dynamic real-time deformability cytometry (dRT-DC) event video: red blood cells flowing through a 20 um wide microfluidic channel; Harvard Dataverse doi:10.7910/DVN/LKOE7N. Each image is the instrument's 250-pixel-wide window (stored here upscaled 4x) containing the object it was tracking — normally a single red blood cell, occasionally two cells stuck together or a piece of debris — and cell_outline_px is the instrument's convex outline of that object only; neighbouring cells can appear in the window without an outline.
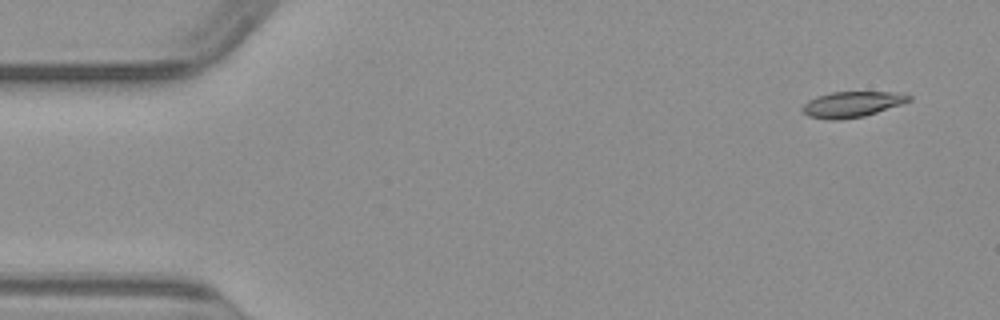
{"species": "common noctule bat (a hibernating species)", "species_latin": "Nyctalus noctula", "temperature_condition": "warm", "stored_images_in_passage": 48, "camera_frame_rate_fps": 3000, "um_per_image_px": 0.085, "animal": {"sex": "male", "body_mass_g": 23.1, "forearm_length_mm": 52.7}, "frame": {"image": 1, "passage_image": 1, "time_ms": 0.0, "image_size_px": [1000, 320], "cell_outline_px": [[912, 100], [864, 116], [836, 120], [828, 120], [808, 116], [800, 108], [808, 100], [816, 96], [832, 92], [904, 92], [912, 96]], "centroid_in_image_um": [72.41, 8.85], "position_along_channel_um": 12.6, "area_um2": 15.95}}
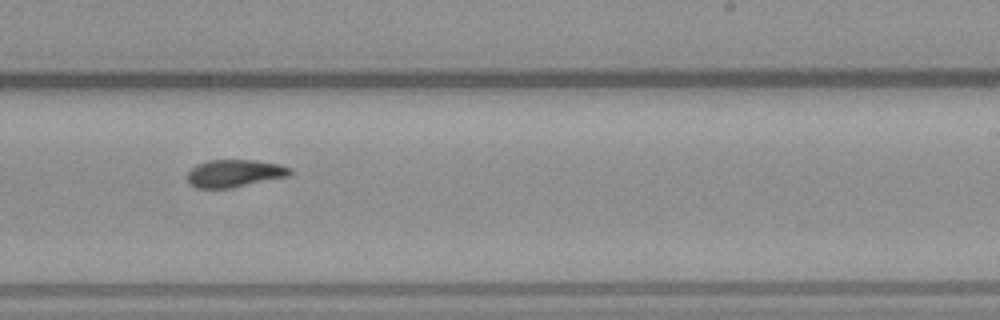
{"frame": {"image": 2, "passage_image": 28, "time_ms": 9.0, "image_size_px": [1000, 320], "cell_outline_px": [[292, 176], [232, 188], [196, 188], [188, 180], [188, 172], [196, 164], [208, 160], [256, 160], [280, 164], [292, 168]], "centroid_in_image_um": [20.0, 14.73], "position_along_channel_um": 269.0, "area_um2": 16.7}}
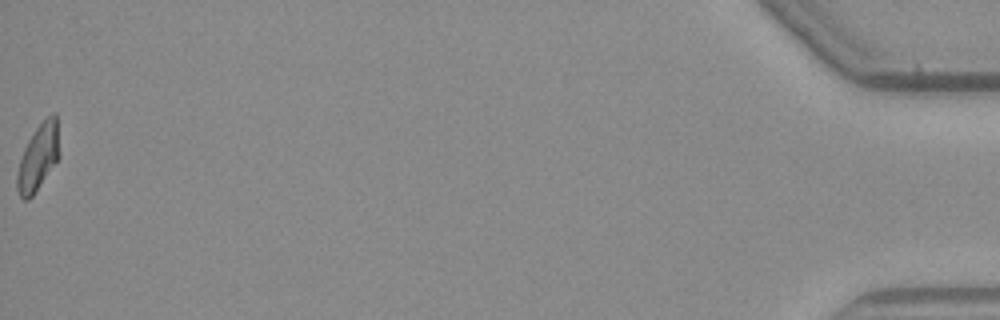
{"frame": {"image": 3, "passage_image": 48, "time_ms": 15.667, "image_size_px": [1000, 320], "cell_outline_px": [[60, 156], [32, 196], [28, 200], [24, 200], [20, 196], [16, 188], [16, 176], [20, 160], [24, 148], [28, 140], [36, 128], [52, 112], [56, 112], [60, 152]], "centroid_in_image_um": [3.25, 13.36], "position_along_channel_um": 431.9, "area_um2": 16.24}}